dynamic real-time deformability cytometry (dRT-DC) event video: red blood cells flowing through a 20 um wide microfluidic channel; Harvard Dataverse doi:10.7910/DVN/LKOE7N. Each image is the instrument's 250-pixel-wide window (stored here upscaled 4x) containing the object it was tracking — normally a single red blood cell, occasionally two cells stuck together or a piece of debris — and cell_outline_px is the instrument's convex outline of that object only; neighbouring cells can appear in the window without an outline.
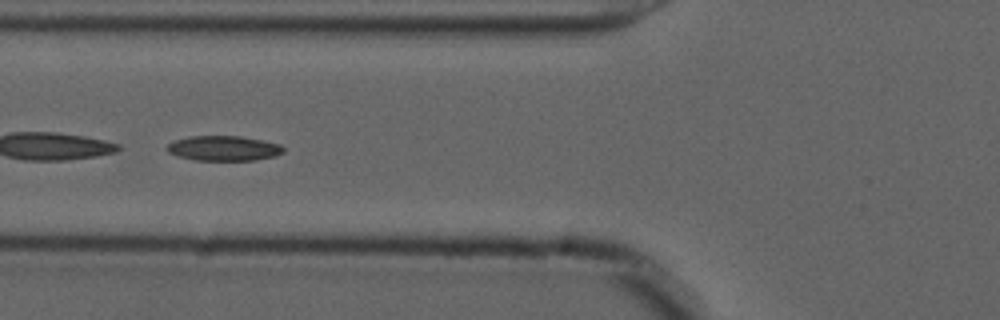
{"species": "common noctule bat (a hibernating species)", "species_latin": "Nyctalus noctula", "temperature_condition": "cold", "stored_images_in_passage": 40, "camera_frame_rate_fps": 3000, "um_per_image_px": 0.085, "animal": {"sex": "male", "forearm_length_mm": 52.5}, "frame": {"image": 1, "passage_image": 7, "time_ms": 2.0, "image_size_px": [1000, 320], "cell_outline_px": [[284, 152], [276, 156], [256, 160], [196, 160], [180, 156], [168, 152], [164, 148], [168, 144], [176, 140], [188, 136], [240, 136], [280, 144], [284, 148]], "centroid_in_image_um": [19.02, 12.6], "position_along_channel_um": 106.8, "area_um2": 16.88}}